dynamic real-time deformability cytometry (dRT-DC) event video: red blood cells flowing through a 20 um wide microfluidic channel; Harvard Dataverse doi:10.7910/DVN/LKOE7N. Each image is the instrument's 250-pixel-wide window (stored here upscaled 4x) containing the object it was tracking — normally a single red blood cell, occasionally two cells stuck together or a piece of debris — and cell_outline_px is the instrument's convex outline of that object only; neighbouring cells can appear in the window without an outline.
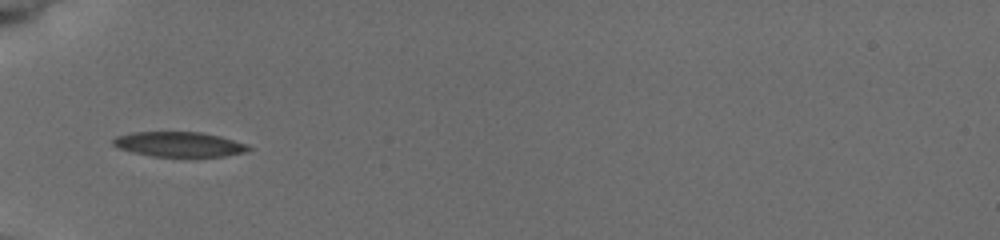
{"species": "common noctule bat (a hibernating species)", "species_latin": "Nyctalus noctula", "temperature_condition": "cold", "stored_images_in_passage": 10, "camera_frame_rate_fps": 3000, "um_per_image_px": 0.085, "animal": {"sex": "female", "body_mass_g": 19.5, "forearm_length_mm": 54.1}, "frame": {"image": 1, "passage_image": 7, "time_ms": 7.0, "image_size_px": [1000, 240], "cell_outline_px": [[252, 148], [248, 152], [224, 156], [152, 156], [132, 152], [120, 148], [112, 144], [112, 140], [116, 136], [132, 132], [200, 132], [220, 136], [248, 144]], "centroid_in_image_um": [15.25, 12.26], "position_along_channel_um": 69.7, "area_um2": 19.65}}
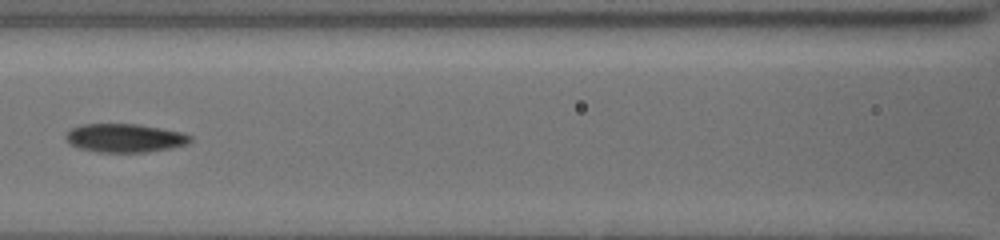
{"frame": {"image": 2, "passage_image": 9, "time_ms": 9.333, "image_size_px": [1000, 240], "cell_outline_px": [[192, 140], [188, 144], [148, 152], [96, 152], [76, 148], [68, 144], [64, 136], [72, 128], [84, 124], [136, 124], [160, 128], [180, 132], [192, 136]], "centroid_in_image_um": [10.56, 11.74], "position_along_channel_um": 156.0, "area_um2": 20.75}}
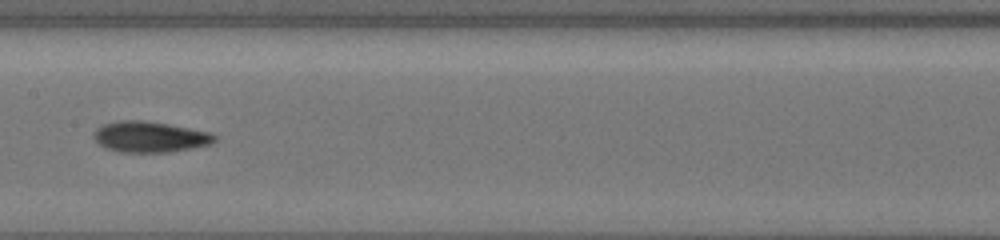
{"frame": {"image": 3, "passage_image": 10, "time_ms": 10.333, "image_size_px": [1000, 240], "cell_outline_px": [[220, 136], [212, 144], [192, 148], [168, 152], [120, 152], [104, 148], [92, 136], [92, 132], [96, 128], [104, 124], [120, 120], [140, 120], [168, 124], [212, 132]], "centroid_in_image_um": [12.77, 11.63], "position_along_channel_um": 194.6, "area_um2": 21.96}}